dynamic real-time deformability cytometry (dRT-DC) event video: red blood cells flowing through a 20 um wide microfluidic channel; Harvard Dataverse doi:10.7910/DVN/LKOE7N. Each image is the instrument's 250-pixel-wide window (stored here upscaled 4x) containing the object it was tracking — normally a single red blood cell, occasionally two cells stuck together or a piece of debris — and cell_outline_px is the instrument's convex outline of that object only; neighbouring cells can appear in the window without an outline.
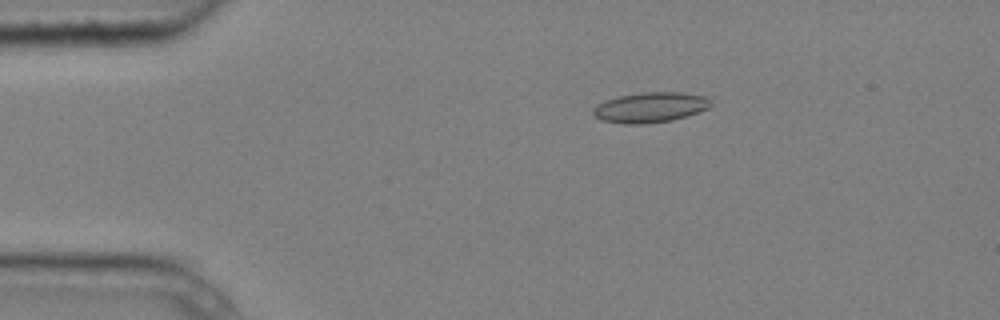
{"species": "common noctule bat (a hibernating species)", "species_latin": "Nyctalus noctula", "temperature_condition": "cold", "stored_images_in_passage": 9, "camera_frame_rate_fps": 3000, "um_per_image_px": 0.085, "animal": {"sex": "male", "body_mass_g": 20.4}, "frame": {"image": 1, "passage_image": 2, "time_ms": 0.333, "image_size_px": [1000, 320], "cell_outline_px": [[712, 104], [708, 108], [700, 112], [672, 120], [640, 124], [624, 124], [600, 120], [592, 112], [592, 108], [596, 104], [604, 100], [620, 96], [640, 92], [684, 92], [708, 96]], "centroid_in_image_um": [55.28, 9.11], "position_along_channel_um": 29.7, "area_um2": 20.98}}
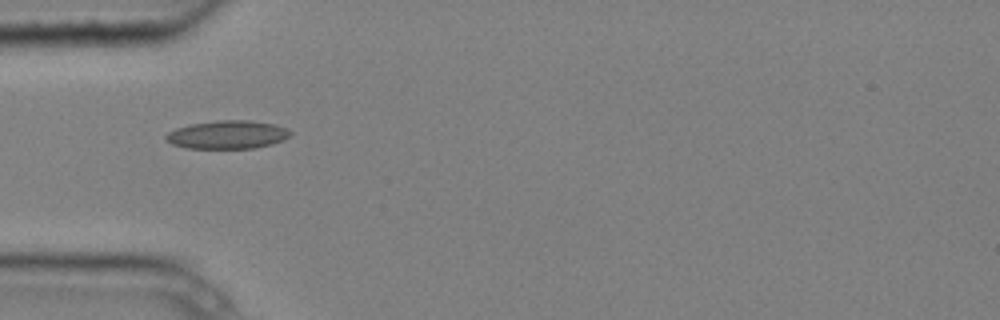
{"frame": {"image": 2, "passage_image": 4, "time_ms": 1.0, "image_size_px": [1000, 320], "cell_outline_px": [[292, 132], [288, 136], [272, 144], [252, 148], [184, 148], [172, 144], [164, 136], [168, 132], [176, 128], [188, 124], [216, 120], [252, 120], [272, 124], [288, 128]], "centroid_in_image_um": [19.3, 11.43], "position_along_channel_um": 65.7, "area_um2": 20.46}}
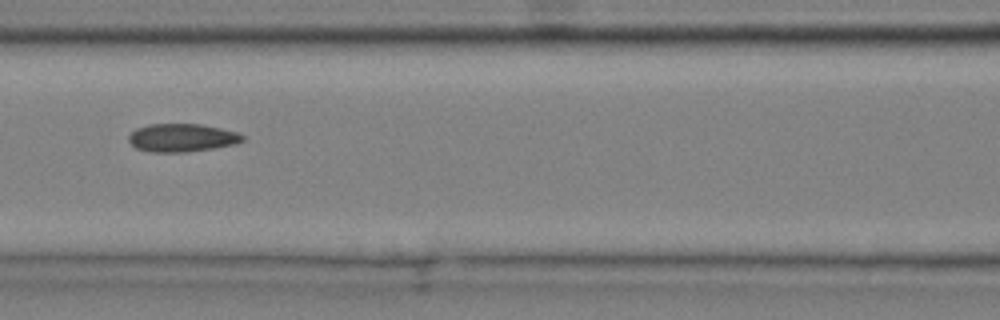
{"frame": {"image": 3, "passage_image": 6, "time_ms": 1.667, "image_size_px": [1000, 320], "cell_outline_px": [[244, 140], [236, 144], [212, 148], [184, 152], [152, 152], [136, 148], [128, 140], [128, 136], [136, 128], [148, 124], [200, 124], [220, 128], [236, 132], [244, 136]], "centroid_in_image_um": [15.45, 11.7], "position_along_channel_um": 151.2, "area_um2": 18.55}}